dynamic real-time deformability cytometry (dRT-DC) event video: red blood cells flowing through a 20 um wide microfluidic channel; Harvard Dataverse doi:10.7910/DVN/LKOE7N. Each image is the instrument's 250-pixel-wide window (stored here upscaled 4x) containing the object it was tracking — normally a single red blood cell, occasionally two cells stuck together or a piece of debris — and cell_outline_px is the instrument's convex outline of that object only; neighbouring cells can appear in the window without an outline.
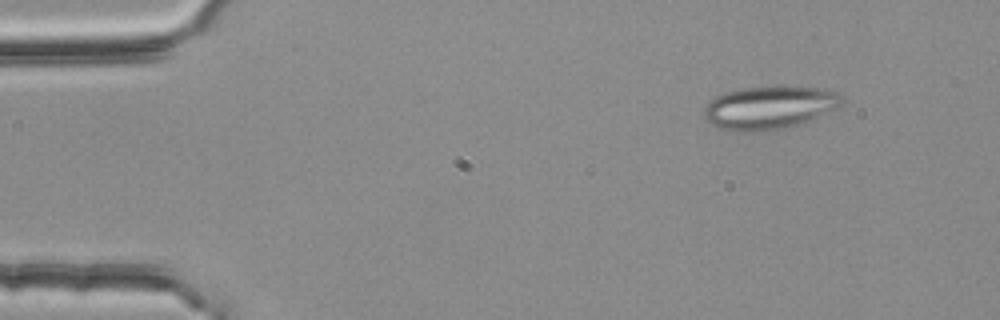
{"species": "common noctule bat (a hibernating species)", "species_latin": "Nyctalus noctula", "temperature_condition": "room temperature", "stored_images_in_passage": 49, "segment_of_instrument_passage": [1, 2], "camera_frame_rate_fps": 3000, "um_per_image_px": 0.085, "animal": {"sex": "female", "body_mass_g": 25.1}, "frame": {"image": 1, "passage_image": 1, "time_ms": 0.0, "image_size_px": [1000, 320], "cell_outline_px": [[844, 100], [840, 104], [804, 124], [780, 128], [748, 132], [740, 132], [720, 128], [712, 124], [704, 116], [704, 108], [716, 96], [724, 92], [744, 88], [824, 88], [836, 92]], "centroid_in_image_um": [65.37, 9.16], "position_along_channel_um": 19.6, "area_um2": 33.64}}